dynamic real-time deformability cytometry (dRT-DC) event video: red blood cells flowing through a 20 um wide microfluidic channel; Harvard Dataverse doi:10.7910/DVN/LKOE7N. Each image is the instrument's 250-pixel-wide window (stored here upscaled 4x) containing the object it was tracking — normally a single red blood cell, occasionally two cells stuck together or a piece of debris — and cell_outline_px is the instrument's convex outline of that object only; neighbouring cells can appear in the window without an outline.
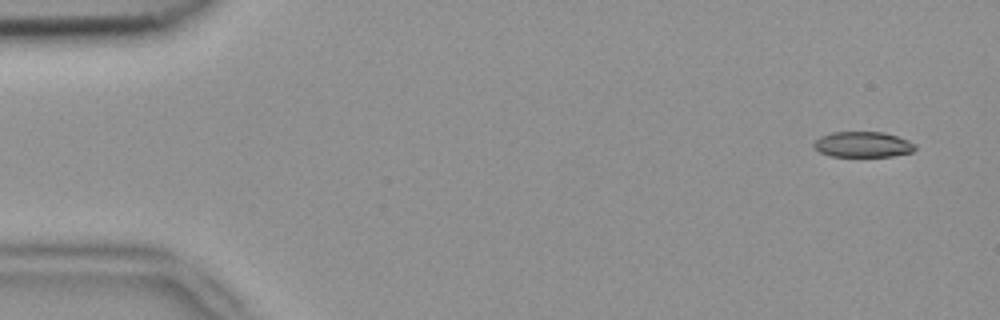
{"species": "common noctule bat (a hibernating species)", "species_latin": "Nyctalus noctula", "temperature_condition": "room temperature", "stored_images_in_passage": 4, "camera_frame_rate_fps": 3000, "um_per_image_px": 0.085, "animal": {"sex": "female", "body_mass_g": 18.4}, "frame": {"image": 1, "passage_image": 1, "time_ms": 0.0, "image_size_px": [1000, 320], "cell_outline_px": [[916, 148], [912, 152], [892, 156], [832, 156], [820, 152], [812, 144], [820, 136], [832, 132], [884, 132], [908, 140], [916, 144]], "centroid_in_image_um": [73.36, 12.27], "position_along_channel_um": 11.6, "area_um2": 15.03}}
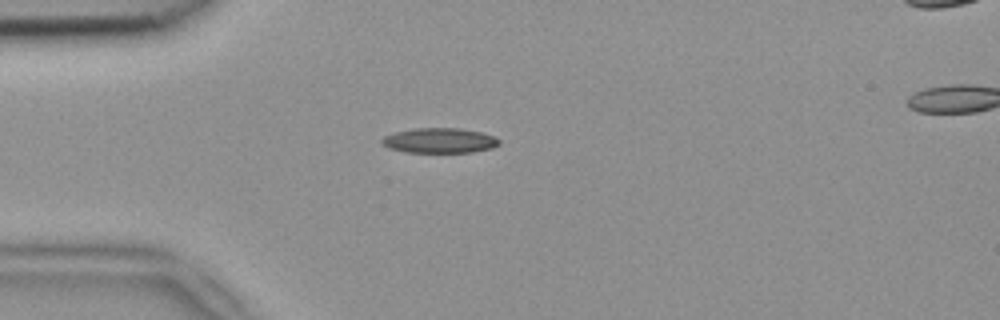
{"frame": {"image": 2, "passage_image": 3, "time_ms": 0.667, "image_size_px": [1000, 320], "cell_outline_px": [[500, 144], [492, 148], [472, 152], [404, 152], [388, 148], [380, 140], [384, 136], [392, 132], [416, 128], [460, 128], [484, 132], [500, 140]], "centroid_in_image_um": [37.36, 11.94], "position_along_channel_um": 47.6, "area_um2": 17.22}}